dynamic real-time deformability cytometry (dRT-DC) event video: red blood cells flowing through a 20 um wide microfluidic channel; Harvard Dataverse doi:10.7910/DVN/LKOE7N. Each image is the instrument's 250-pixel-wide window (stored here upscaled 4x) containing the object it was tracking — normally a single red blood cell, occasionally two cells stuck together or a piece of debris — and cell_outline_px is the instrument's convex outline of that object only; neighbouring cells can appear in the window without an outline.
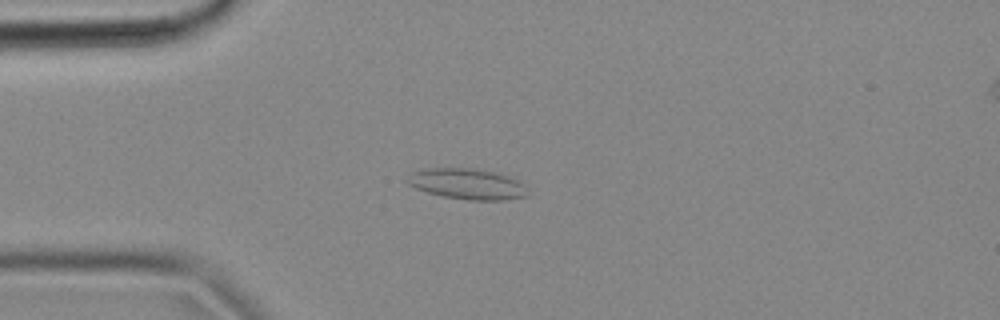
{"species": "common noctule bat (a hibernating species)", "species_latin": "Nyctalus noctula", "temperature_condition": "cold", "stored_images_in_passage": 55, "camera_frame_rate_fps": 3000, "um_per_image_px": 0.085, "animal": {"sex": "female", "body_mass_g": 18.4}, "frame": {"image": 1, "passage_image": 14, "time_ms": 4.333, "image_size_px": [1000, 320], "cell_outline_px": [[528, 196], [504, 200], [468, 200], [444, 196], [428, 192], [416, 188], [408, 184], [404, 180], [412, 172], [424, 168], [476, 168], [508, 176], [516, 180], [528, 192]], "centroid_in_image_um": [39.66, 15.63], "position_along_channel_um": 45.3, "area_um2": 21.39}}
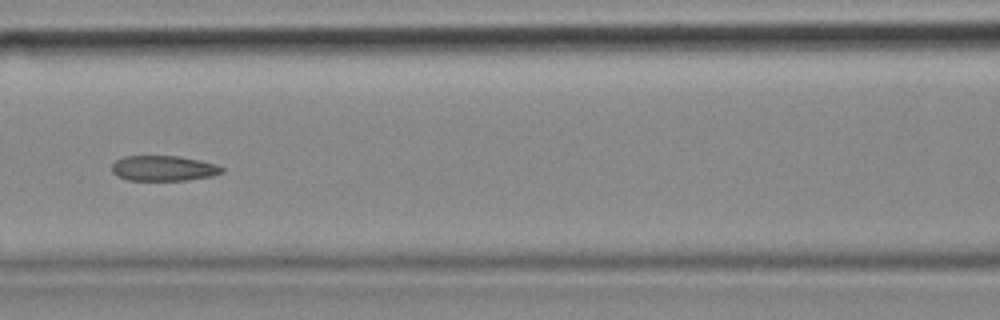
{"frame": {"image": 2, "passage_image": 24, "time_ms": 7.667, "image_size_px": [1000, 320], "cell_outline_px": [[224, 172], [212, 176], [188, 180], [128, 180], [116, 176], [112, 172], [112, 164], [116, 160], [124, 156], [176, 156], [200, 160], [216, 164], [224, 168]], "centroid_in_image_um": [13.9, 14.31], "position_along_channel_um": 152.7, "area_um2": 16.3}}
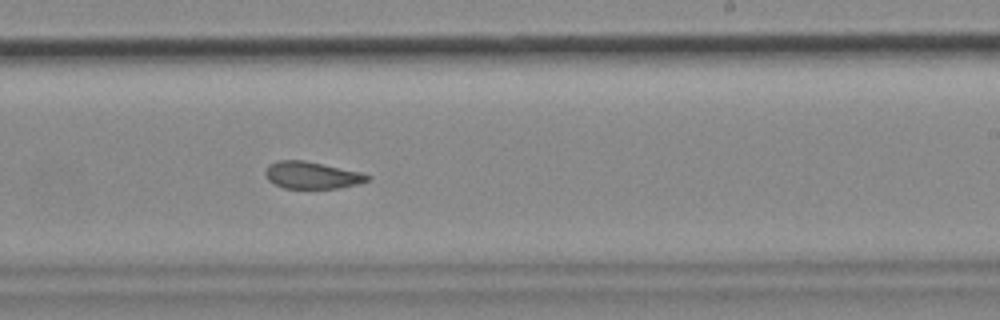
{"frame": {"image": 3, "passage_image": 33, "time_ms": 10.667, "image_size_px": [1000, 320], "cell_outline_px": [[372, 180], [340, 188], [284, 188], [268, 180], [264, 172], [268, 164], [276, 160], [304, 160], [360, 172], [372, 176]], "centroid_in_image_um": [26.51, 14.88], "position_along_channel_um": 262.5, "area_um2": 16.13}, "authors_computed_cell_mechanics": {"area_um2": 17.8024, "velocity_mm_per_s": 3.6832, "shape_relaxation_time_tau1_ms": null, "shape_relaxation_time_tau2_ms": 2.9694, "deformation_change_tau1": null, "deformation_change_tau2": 0.088}}